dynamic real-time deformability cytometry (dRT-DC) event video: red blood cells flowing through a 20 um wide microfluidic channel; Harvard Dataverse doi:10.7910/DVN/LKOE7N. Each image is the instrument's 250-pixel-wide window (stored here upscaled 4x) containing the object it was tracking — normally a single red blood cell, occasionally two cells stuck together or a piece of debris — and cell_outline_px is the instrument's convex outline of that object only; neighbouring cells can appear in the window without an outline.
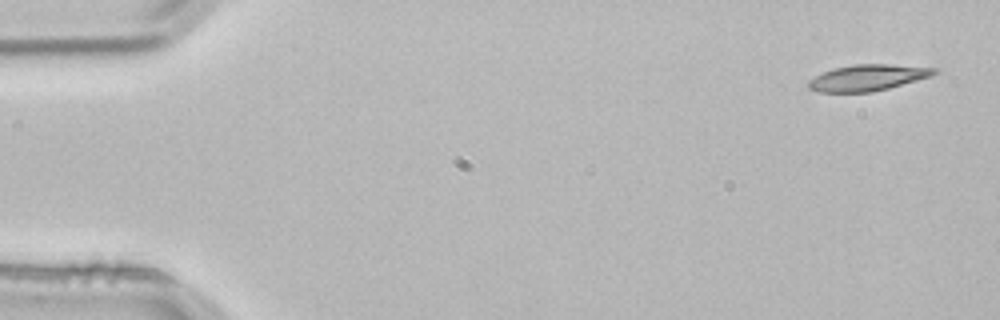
{"species": "common noctule bat (a hibernating species)", "species_latin": "Nyctalus noctula", "temperature_condition": "room temperature", "stored_images_in_passage": 3, "camera_frame_rate_fps": 3000, "um_per_image_px": 0.085, "animal": {"sex": "male", "body_mass_g": 21.5, "forearm_length_mm": 52.0}, "frame": {"image": 1, "passage_image": 1, "time_ms": 0.0, "image_size_px": [1000, 320], "cell_outline_px": [[936, 72], [932, 76], [888, 88], [872, 92], [820, 92], [808, 88], [808, 80], [832, 68], [852, 64], [892, 64], [936, 68]], "centroid_in_image_um": [73.74, 6.59], "position_along_channel_um": 11.3, "area_um2": 19.13}}